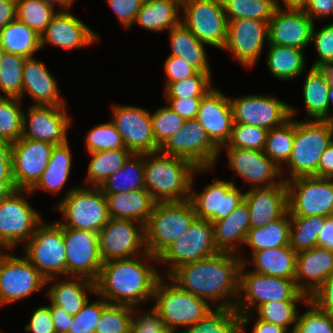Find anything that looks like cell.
Wrapping results in <instances>:
<instances>
[{
	"mask_svg": "<svg viewBox=\"0 0 333 333\" xmlns=\"http://www.w3.org/2000/svg\"><path fill=\"white\" fill-rule=\"evenodd\" d=\"M4 53H5V50L0 45V67L2 66V57H3Z\"/></svg>",
	"mask_w": 333,
	"mask_h": 333,
	"instance_id": "79",
	"label": "cell"
},
{
	"mask_svg": "<svg viewBox=\"0 0 333 333\" xmlns=\"http://www.w3.org/2000/svg\"><path fill=\"white\" fill-rule=\"evenodd\" d=\"M286 184L290 217L333 215V178L298 177Z\"/></svg>",
	"mask_w": 333,
	"mask_h": 333,
	"instance_id": "15",
	"label": "cell"
},
{
	"mask_svg": "<svg viewBox=\"0 0 333 333\" xmlns=\"http://www.w3.org/2000/svg\"><path fill=\"white\" fill-rule=\"evenodd\" d=\"M23 101L0 96V140L14 143L22 137Z\"/></svg>",
	"mask_w": 333,
	"mask_h": 333,
	"instance_id": "49",
	"label": "cell"
},
{
	"mask_svg": "<svg viewBox=\"0 0 333 333\" xmlns=\"http://www.w3.org/2000/svg\"><path fill=\"white\" fill-rule=\"evenodd\" d=\"M164 70L166 74V82L164 89L175 81H181L183 79L194 76L198 71L194 69L189 63L180 57L168 56L164 61Z\"/></svg>",
	"mask_w": 333,
	"mask_h": 333,
	"instance_id": "63",
	"label": "cell"
},
{
	"mask_svg": "<svg viewBox=\"0 0 333 333\" xmlns=\"http://www.w3.org/2000/svg\"><path fill=\"white\" fill-rule=\"evenodd\" d=\"M40 1L52 5L55 8L56 5H58L59 8H62V11L70 10L71 7H73V5L76 2V0H40Z\"/></svg>",
	"mask_w": 333,
	"mask_h": 333,
	"instance_id": "76",
	"label": "cell"
},
{
	"mask_svg": "<svg viewBox=\"0 0 333 333\" xmlns=\"http://www.w3.org/2000/svg\"><path fill=\"white\" fill-rule=\"evenodd\" d=\"M26 195L31 196V192L17 189L0 201V246L4 251L27 243L43 221Z\"/></svg>",
	"mask_w": 333,
	"mask_h": 333,
	"instance_id": "10",
	"label": "cell"
},
{
	"mask_svg": "<svg viewBox=\"0 0 333 333\" xmlns=\"http://www.w3.org/2000/svg\"><path fill=\"white\" fill-rule=\"evenodd\" d=\"M321 68L325 72L326 77L329 80V82L333 83V61L327 62Z\"/></svg>",
	"mask_w": 333,
	"mask_h": 333,
	"instance_id": "77",
	"label": "cell"
},
{
	"mask_svg": "<svg viewBox=\"0 0 333 333\" xmlns=\"http://www.w3.org/2000/svg\"><path fill=\"white\" fill-rule=\"evenodd\" d=\"M0 180H14L12 168V143L0 140Z\"/></svg>",
	"mask_w": 333,
	"mask_h": 333,
	"instance_id": "69",
	"label": "cell"
},
{
	"mask_svg": "<svg viewBox=\"0 0 333 333\" xmlns=\"http://www.w3.org/2000/svg\"><path fill=\"white\" fill-rule=\"evenodd\" d=\"M228 21L255 19L268 23L276 9L274 0H222Z\"/></svg>",
	"mask_w": 333,
	"mask_h": 333,
	"instance_id": "48",
	"label": "cell"
},
{
	"mask_svg": "<svg viewBox=\"0 0 333 333\" xmlns=\"http://www.w3.org/2000/svg\"><path fill=\"white\" fill-rule=\"evenodd\" d=\"M46 286H49L45 290L46 298L70 316H75L84 307L89 300L88 294H96L95 282L83 277L51 278L46 281Z\"/></svg>",
	"mask_w": 333,
	"mask_h": 333,
	"instance_id": "31",
	"label": "cell"
},
{
	"mask_svg": "<svg viewBox=\"0 0 333 333\" xmlns=\"http://www.w3.org/2000/svg\"><path fill=\"white\" fill-rule=\"evenodd\" d=\"M10 250L0 257V307L28 299L47 288L46 279L24 256Z\"/></svg>",
	"mask_w": 333,
	"mask_h": 333,
	"instance_id": "16",
	"label": "cell"
},
{
	"mask_svg": "<svg viewBox=\"0 0 333 333\" xmlns=\"http://www.w3.org/2000/svg\"><path fill=\"white\" fill-rule=\"evenodd\" d=\"M3 249H4V248L0 246V257H1V255L4 253Z\"/></svg>",
	"mask_w": 333,
	"mask_h": 333,
	"instance_id": "80",
	"label": "cell"
},
{
	"mask_svg": "<svg viewBox=\"0 0 333 333\" xmlns=\"http://www.w3.org/2000/svg\"><path fill=\"white\" fill-rule=\"evenodd\" d=\"M69 140L53 147L50 160L37 183L29 190L33 196L42 190L52 195H58L69 180L72 168V151Z\"/></svg>",
	"mask_w": 333,
	"mask_h": 333,
	"instance_id": "37",
	"label": "cell"
},
{
	"mask_svg": "<svg viewBox=\"0 0 333 333\" xmlns=\"http://www.w3.org/2000/svg\"><path fill=\"white\" fill-rule=\"evenodd\" d=\"M110 218L130 220V197L128 193L104 194Z\"/></svg>",
	"mask_w": 333,
	"mask_h": 333,
	"instance_id": "66",
	"label": "cell"
},
{
	"mask_svg": "<svg viewBox=\"0 0 333 333\" xmlns=\"http://www.w3.org/2000/svg\"><path fill=\"white\" fill-rule=\"evenodd\" d=\"M100 36L69 10L59 9L41 35V49L52 45L64 50L87 48L98 43ZM43 47V48H42Z\"/></svg>",
	"mask_w": 333,
	"mask_h": 333,
	"instance_id": "25",
	"label": "cell"
},
{
	"mask_svg": "<svg viewBox=\"0 0 333 333\" xmlns=\"http://www.w3.org/2000/svg\"><path fill=\"white\" fill-rule=\"evenodd\" d=\"M85 148L88 153L105 150L127 149L118 133L116 126L110 120L96 124L86 133Z\"/></svg>",
	"mask_w": 333,
	"mask_h": 333,
	"instance_id": "51",
	"label": "cell"
},
{
	"mask_svg": "<svg viewBox=\"0 0 333 333\" xmlns=\"http://www.w3.org/2000/svg\"><path fill=\"white\" fill-rule=\"evenodd\" d=\"M238 256L247 267L251 264L253 266L251 271L255 273L285 279L295 278L297 253L290 245L254 252L251 258L243 254Z\"/></svg>",
	"mask_w": 333,
	"mask_h": 333,
	"instance_id": "33",
	"label": "cell"
},
{
	"mask_svg": "<svg viewBox=\"0 0 333 333\" xmlns=\"http://www.w3.org/2000/svg\"><path fill=\"white\" fill-rule=\"evenodd\" d=\"M318 177L333 178V141L325 149L319 160Z\"/></svg>",
	"mask_w": 333,
	"mask_h": 333,
	"instance_id": "71",
	"label": "cell"
},
{
	"mask_svg": "<svg viewBox=\"0 0 333 333\" xmlns=\"http://www.w3.org/2000/svg\"><path fill=\"white\" fill-rule=\"evenodd\" d=\"M197 218L190 200L158 202L145 224L147 252L158 257L173 242L181 238Z\"/></svg>",
	"mask_w": 333,
	"mask_h": 333,
	"instance_id": "7",
	"label": "cell"
},
{
	"mask_svg": "<svg viewBox=\"0 0 333 333\" xmlns=\"http://www.w3.org/2000/svg\"><path fill=\"white\" fill-rule=\"evenodd\" d=\"M211 223L214 243L218 251L241 254L250 230V213L247 203L243 201L228 217Z\"/></svg>",
	"mask_w": 333,
	"mask_h": 333,
	"instance_id": "32",
	"label": "cell"
},
{
	"mask_svg": "<svg viewBox=\"0 0 333 333\" xmlns=\"http://www.w3.org/2000/svg\"><path fill=\"white\" fill-rule=\"evenodd\" d=\"M244 245L250 253L290 245V214L287 211L280 219L268 222L264 227L248 231Z\"/></svg>",
	"mask_w": 333,
	"mask_h": 333,
	"instance_id": "39",
	"label": "cell"
},
{
	"mask_svg": "<svg viewBox=\"0 0 333 333\" xmlns=\"http://www.w3.org/2000/svg\"><path fill=\"white\" fill-rule=\"evenodd\" d=\"M159 151L188 160L198 169H214L222 156L220 148L196 119L185 120L184 126L171 135Z\"/></svg>",
	"mask_w": 333,
	"mask_h": 333,
	"instance_id": "14",
	"label": "cell"
},
{
	"mask_svg": "<svg viewBox=\"0 0 333 333\" xmlns=\"http://www.w3.org/2000/svg\"><path fill=\"white\" fill-rule=\"evenodd\" d=\"M244 201L249 207L250 229L264 227L280 219L287 211V184L245 190Z\"/></svg>",
	"mask_w": 333,
	"mask_h": 333,
	"instance_id": "29",
	"label": "cell"
},
{
	"mask_svg": "<svg viewBox=\"0 0 333 333\" xmlns=\"http://www.w3.org/2000/svg\"><path fill=\"white\" fill-rule=\"evenodd\" d=\"M23 246V255L46 279L66 277L64 227L41 222Z\"/></svg>",
	"mask_w": 333,
	"mask_h": 333,
	"instance_id": "9",
	"label": "cell"
},
{
	"mask_svg": "<svg viewBox=\"0 0 333 333\" xmlns=\"http://www.w3.org/2000/svg\"><path fill=\"white\" fill-rule=\"evenodd\" d=\"M153 303L152 308L170 333H182L215 309L207 300L180 289L166 276L156 284Z\"/></svg>",
	"mask_w": 333,
	"mask_h": 333,
	"instance_id": "5",
	"label": "cell"
},
{
	"mask_svg": "<svg viewBox=\"0 0 333 333\" xmlns=\"http://www.w3.org/2000/svg\"><path fill=\"white\" fill-rule=\"evenodd\" d=\"M95 296L99 299H93L94 301L92 302L89 299L84 307L75 316H72V323L68 333H95L96 324L102 311L109 305L101 296L97 294Z\"/></svg>",
	"mask_w": 333,
	"mask_h": 333,
	"instance_id": "57",
	"label": "cell"
},
{
	"mask_svg": "<svg viewBox=\"0 0 333 333\" xmlns=\"http://www.w3.org/2000/svg\"><path fill=\"white\" fill-rule=\"evenodd\" d=\"M0 45L7 53L31 58L41 50V36L16 19L0 31Z\"/></svg>",
	"mask_w": 333,
	"mask_h": 333,
	"instance_id": "40",
	"label": "cell"
},
{
	"mask_svg": "<svg viewBox=\"0 0 333 333\" xmlns=\"http://www.w3.org/2000/svg\"><path fill=\"white\" fill-rule=\"evenodd\" d=\"M154 263L158 264V257L149 252L103 263L95 281L96 294L109 304L139 308L153 300L156 284L162 277Z\"/></svg>",
	"mask_w": 333,
	"mask_h": 333,
	"instance_id": "2",
	"label": "cell"
},
{
	"mask_svg": "<svg viewBox=\"0 0 333 333\" xmlns=\"http://www.w3.org/2000/svg\"><path fill=\"white\" fill-rule=\"evenodd\" d=\"M52 143L20 138L12 143V168L16 189L30 190L46 169Z\"/></svg>",
	"mask_w": 333,
	"mask_h": 333,
	"instance_id": "24",
	"label": "cell"
},
{
	"mask_svg": "<svg viewBox=\"0 0 333 333\" xmlns=\"http://www.w3.org/2000/svg\"><path fill=\"white\" fill-rule=\"evenodd\" d=\"M233 122L271 130L282 126L290 117V104L274 95H242L230 98Z\"/></svg>",
	"mask_w": 333,
	"mask_h": 333,
	"instance_id": "19",
	"label": "cell"
},
{
	"mask_svg": "<svg viewBox=\"0 0 333 333\" xmlns=\"http://www.w3.org/2000/svg\"><path fill=\"white\" fill-rule=\"evenodd\" d=\"M197 169L183 158L160 151L145 153V189L157 203L189 200L192 179Z\"/></svg>",
	"mask_w": 333,
	"mask_h": 333,
	"instance_id": "3",
	"label": "cell"
},
{
	"mask_svg": "<svg viewBox=\"0 0 333 333\" xmlns=\"http://www.w3.org/2000/svg\"><path fill=\"white\" fill-rule=\"evenodd\" d=\"M45 63L36 57L27 58L23 68L22 96L27 94L34 102L31 105L66 106L65 99L61 97V89L57 79Z\"/></svg>",
	"mask_w": 333,
	"mask_h": 333,
	"instance_id": "28",
	"label": "cell"
},
{
	"mask_svg": "<svg viewBox=\"0 0 333 333\" xmlns=\"http://www.w3.org/2000/svg\"><path fill=\"white\" fill-rule=\"evenodd\" d=\"M247 269L242 263L238 299L234 308L240 315L252 313L259 305L273 300H309L297 289L294 279L262 275Z\"/></svg>",
	"mask_w": 333,
	"mask_h": 333,
	"instance_id": "8",
	"label": "cell"
},
{
	"mask_svg": "<svg viewBox=\"0 0 333 333\" xmlns=\"http://www.w3.org/2000/svg\"><path fill=\"white\" fill-rule=\"evenodd\" d=\"M16 189L14 180H0V201L10 196Z\"/></svg>",
	"mask_w": 333,
	"mask_h": 333,
	"instance_id": "75",
	"label": "cell"
},
{
	"mask_svg": "<svg viewBox=\"0 0 333 333\" xmlns=\"http://www.w3.org/2000/svg\"><path fill=\"white\" fill-rule=\"evenodd\" d=\"M66 107L30 105L23 112L22 138L53 145L66 143L73 120Z\"/></svg>",
	"mask_w": 333,
	"mask_h": 333,
	"instance_id": "22",
	"label": "cell"
},
{
	"mask_svg": "<svg viewBox=\"0 0 333 333\" xmlns=\"http://www.w3.org/2000/svg\"><path fill=\"white\" fill-rule=\"evenodd\" d=\"M110 8L116 15L121 27H133L136 15L140 11L144 0H107ZM123 25V26H122Z\"/></svg>",
	"mask_w": 333,
	"mask_h": 333,
	"instance_id": "61",
	"label": "cell"
},
{
	"mask_svg": "<svg viewBox=\"0 0 333 333\" xmlns=\"http://www.w3.org/2000/svg\"><path fill=\"white\" fill-rule=\"evenodd\" d=\"M111 112L109 120L116 126L128 150L133 154L159 151L153 134L151 111L141 106L112 103Z\"/></svg>",
	"mask_w": 333,
	"mask_h": 333,
	"instance_id": "18",
	"label": "cell"
},
{
	"mask_svg": "<svg viewBox=\"0 0 333 333\" xmlns=\"http://www.w3.org/2000/svg\"><path fill=\"white\" fill-rule=\"evenodd\" d=\"M320 311L333 315V273L309 296Z\"/></svg>",
	"mask_w": 333,
	"mask_h": 333,
	"instance_id": "64",
	"label": "cell"
},
{
	"mask_svg": "<svg viewBox=\"0 0 333 333\" xmlns=\"http://www.w3.org/2000/svg\"><path fill=\"white\" fill-rule=\"evenodd\" d=\"M98 241L103 263L147 253L145 225L137 221L110 218L98 232Z\"/></svg>",
	"mask_w": 333,
	"mask_h": 333,
	"instance_id": "17",
	"label": "cell"
},
{
	"mask_svg": "<svg viewBox=\"0 0 333 333\" xmlns=\"http://www.w3.org/2000/svg\"><path fill=\"white\" fill-rule=\"evenodd\" d=\"M333 273V251L316 246L297 253L295 284L308 297Z\"/></svg>",
	"mask_w": 333,
	"mask_h": 333,
	"instance_id": "30",
	"label": "cell"
},
{
	"mask_svg": "<svg viewBox=\"0 0 333 333\" xmlns=\"http://www.w3.org/2000/svg\"><path fill=\"white\" fill-rule=\"evenodd\" d=\"M52 209L63 215L57 222L64 228L98 233L110 220L106 196L99 187L73 186Z\"/></svg>",
	"mask_w": 333,
	"mask_h": 333,
	"instance_id": "6",
	"label": "cell"
},
{
	"mask_svg": "<svg viewBox=\"0 0 333 333\" xmlns=\"http://www.w3.org/2000/svg\"><path fill=\"white\" fill-rule=\"evenodd\" d=\"M333 141V121L295 120V138L287 163L281 168L283 180L318 177V163ZM287 172L289 175H285Z\"/></svg>",
	"mask_w": 333,
	"mask_h": 333,
	"instance_id": "4",
	"label": "cell"
},
{
	"mask_svg": "<svg viewBox=\"0 0 333 333\" xmlns=\"http://www.w3.org/2000/svg\"><path fill=\"white\" fill-rule=\"evenodd\" d=\"M181 22L200 42L223 50L228 19L222 0H182Z\"/></svg>",
	"mask_w": 333,
	"mask_h": 333,
	"instance_id": "12",
	"label": "cell"
},
{
	"mask_svg": "<svg viewBox=\"0 0 333 333\" xmlns=\"http://www.w3.org/2000/svg\"><path fill=\"white\" fill-rule=\"evenodd\" d=\"M214 243L213 224L196 218L188 231L158 256V266H164L168 277L176 268L218 254ZM166 269V270H165Z\"/></svg>",
	"mask_w": 333,
	"mask_h": 333,
	"instance_id": "11",
	"label": "cell"
},
{
	"mask_svg": "<svg viewBox=\"0 0 333 333\" xmlns=\"http://www.w3.org/2000/svg\"><path fill=\"white\" fill-rule=\"evenodd\" d=\"M85 179L86 187H100L105 180L116 173L133 155L128 149L90 152Z\"/></svg>",
	"mask_w": 333,
	"mask_h": 333,
	"instance_id": "42",
	"label": "cell"
},
{
	"mask_svg": "<svg viewBox=\"0 0 333 333\" xmlns=\"http://www.w3.org/2000/svg\"><path fill=\"white\" fill-rule=\"evenodd\" d=\"M330 85L321 67H309L302 87L307 114L305 120H330Z\"/></svg>",
	"mask_w": 333,
	"mask_h": 333,
	"instance_id": "36",
	"label": "cell"
},
{
	"mask_svg": "<svg viewBox=\"0 0 333 333\" xmlns=\"http://www.w3.org/2000/svg\"><path fill=\"white\" fill-rule=\"evenodd\" d=\"M212 73L197 72L194 76L170 83L163 92L164 98L203 97L212 85Z\"/></svg>",
	"mask_w": 333,
	"mask_h": 333,
	"instance_id": "52",
	"label": "cell"
},
{
	"mask_svg": "<svg viewBox=\"0 0 333 333\" xmlns=\"http://www.w3.org/2000/svg\"><path fill=\"white\" fill-rule=\"evenodd\" d=\"M16 19L33 29L40 36L59 11L40 0H16Z\"/></svg>",
	"mask_w": 333,
	"mask_h": 333,
	"instance_id": "47",
	"label": "cell"
},
{
	"mask_svg": "<svg viewBox=\"0 0 333 333\" xmlns=\"http://www.w3.org/2000/svg\"><path fill=\"white\" fill-rule=\"evenodd\" d=\"M308 0H274L275 7L277 9H284V10H304ZM284 4V7L283 5ZM283 7V8H282Z\"/></svg>",
	"mask_w": 333,
	"mask_h": 333,
	"instance_id": "74",
	"label": "cell"
},
{
	"mask_svg": "<svg viewBox=\"0 0 333 333\" xmlns=\"http://www.w3.org/2000/svg\"><path fill=\"white\" fill-rule=\"evenodd\" d=\"M128 195L130 197V220L145 225L157 202L145 188L130 191Z\"/></svg>",
	"mask_w": 333,
	"mask_h": 333,
	"instance_id": "60",
	"label": "cell"
},
{
	"mask_svg": "<svg viewBox=\"0 0 333 333\" xmlns=\"http://www.w3.org/2000/svg\"><path fill=\"white\" fill-rule=\"evenodd\" d=\"M268 45V23L255 19L228 21L227 39L222 51L245 68L257 64L264 46Z\"/></svg>",
	"mask_w": 333,
	"mask_h": 333,
	"instance_id": "21",
	"label": "cell"
},
{
	"mask_svg": "<svg viewBox=\"0 0 333 333\" xmlns=\"http://www.w3.org/2000/svg\"><path fill=\"white\" fill-rule=\"evenodd\" d=\"M16 0H0V31L16 20Z\"/></svg>",
	"mask_w": 333,
	"mask_h": 333,
	"instance_id": "72",
	"label": "cell"
},
{
	"mask_svg": "<svg viewBox=\"0 0 333 333\" xmlns=\"http://www.w3.org/2000/svg\"><path fill=\"white\" fill-rule=\"evenodd\" d=\"M153 134L156 144L161 147L174 133L178 132L185 119L171 110L167 105L151 111Z\"/></svg>",
	"mask_w": 333,
	"mask_h": 333,
	"instance_id": "55",
	"label": "cell"
},
{
	"mask_svg": "<svg viewBox=\"0 0 333 333\" xmlns=\"http://www.w3.org/2000/svg\"><path fill=\"white\" fill-rule=\"evenodd\" d=\"M314 25L303 10L276 8L268 21V44L305 50L311 43Z\"/></svg>",
	"mask_w": 333,
	"mask_h": 333,
	"instance_id": "26",
	"label": "cell"
},
{
	"mask_svg": "<svg viewBox=\"0 0 333 333\" xmlns=\"http://www.w3.org/2000/svg\"><path fill=\"white\" fill-rule=\"evenodd\" d=\"M268 131L262 127L233 123L230 139L222 148L263 151Z\"/></svg>",
	"mask_w": 333,
	"mask_h": 333,
	"instance_id": "54",
	"label": "cell"
},
{
	"mask_svg": "<svg viewBox=\"0 0 333 333\" xmlns=\"http://www.w3.org/2000/svg\"><path fill=\"white\" fill-rule=\"evenodd\" d=\"M212 168L197 169L194 173L190 202L197 218L216 222L228 217L243 201L245 192L239 188L234 180L215 178L213 182L205 184L200 193L194 190L195 174L209 173Z\"/></svg>",
	"mask_w": 333,
	"mask_h": 333,
	"instance_id": "13",
	"label": "cell"
},
{
	"mask_svg": "<svg viewBox=\"0 0 333 333\" xmlns=\"http://www.w3.org/2000/svg\"><path fill=\"white\" fill-rule=\"evenodd\" d=\"M182 0H144L133 25L153 33L168 32L181 22Z\"/></svg>",
	"mask_w": 333,
	"mask_h": 333,
	"instance_id": "34",
	"label": "cell"
},
{
	"mask_svg": "<svg viewBox=\"0 0 333 333\" xmlns=\"http://www.w3.org/2000/svg\"><path fill=\"white\" fill-rule=\"evenodd\" d=\"M314 25L311 42L317 53V58L311 67H322L329 61H333V21L325 24L320 29ZM318 30V31H317Z\"/></svg>",
	"mask_w": 333,
	"mask_h": 333,
	"instance_id": "58",
	"label": "cell"
},
{
	"mask_svg": "<svg viewBox=\"0 0 333 333\" xmlns=\"http://www.w3.org/2000/svg\"><path fill=\"white\" fill-rule=\"evenodd\" d=\"M51 317L56 333H68L69 327L72 323V316H70L65 309L54 306L51 303Z\"/></svg>",
	"mask_w": 333,
	"mask_h": 333,
	"instance_id": "70",
	"label": "cell"
},
{
	"mask_svg": "<svg viewBox=\"0 0 333 333\" xmlns=\"http://www.w3.org/2000/svg\"><path fill=\"white\" fill-rule=\"evenodd\" d=\"M254 319V320H252ZM251 324L253 323L252 326V331L251 333H286L287 330L283 328L280 325L273 324V323H268L263 320L255 318V315L252 313H246V314H241L240 315V324H241V333H246L247 326L249 325V322Z\"/></svg>",
	"mask_w": 333,
	"mask_h": 333,
	"instance_id": "67",
	"label": "cell"
},
{
	"mask_svg": "<svg viewBox=\"0 0 333 333\" xmlns=\"http://www.w3.org/2000/svg\"><path fill=\"white\" fill-rule=\"evenodd\" d=\"M135 307L109 304L96 324L95 333H130Z\"/></svg>",
	"mask_w": 333,
	"mask_h": 333,
	"instance_id": "53",
	"label": "cell"
},
{
	"mask_svg": "<svg viewBox=\"0 0 333 333\" xmlns=\"http://www.w3.org/2000/svg\"><path fill=\"white\" fill-rule=\"evenodd\" d=\"M329 105H330V120L333 121V114H332L333 113V83H331L330 90H329Z\"/></svg>",
	"mask_w": 333,
	"mask_h": 333,
	"instance_id": "78",
	"label": "cell"
},
{
	"mask_svg": "<svg viewBox=\"0 0 333 333\" xmlns=\"http://www.w3.org/2000/svg\"><path fill=\"white\" fill-rule=\"evenodd\" d=\"M182 333H241L240 314L234 308H215Z\"/></svg>",
	"mask_w": 333,
	"mask_h": 333,
	"instance_id": "46",
	"label": "cell"
},
{
	"mask_svg": "<svg viewBox=\"0 0 333 333\" xmlns=\"http://www.w3.org/2000/svg\"><path fill=\"white\" fill-rule=\"evenodd\" d=\"M64 243L66 277H83L95 282L103 264L98 233L64 228Z\"/></svg>",
	"mask_w": 333,
	"mask_h": 333,
	"instance_id": "20",
	"label": "cell"
},
{
	"mask_svg": "<svg viewBox=\"0 0 333 333\" xmlns=\"http://www.w3.org/2000/svg\"><path fill=\"white\" fill-rule=\"evenodd\" d=\"M307 301L308 300H273L259 305L252 314L255 315L257 319L280 325L287 331H291L295 328L300 312L298 304L302 302L301 304L305 305Z\"/></svg>",
	"mask_w": 333,
	"mask_h": 333,
	"instance_id": "45",
	"label": "cell"
},
{
	"mask_svg": "<svg viewBox=\"0 0 333 333\" xmlns=\"http://www.w3.org/2000/svg\"><path fill=\"white\" fill-rule=\"evenodd\" d=\"M315 22L333 16V0H308L303 10Z\"/></svg>",
	"mask_w": 333,
	"mask_h": 333,
	"instance_id": "68",
	"label": "cell"
},
{
	"mask_svg": "<svg viewBox=\"0 0 333 333\" xmlns=\"http://www.w3.org/2000/svg\"><path fill=\"white\" fill-rule=\"evenodd\" d=\"M267 49V68L275 79L290 81L303 75L306 68L305 50L274 44H268Z\"/></svg>",
	"mask_w": 333,
	"mask_h": 333,
	"instance_id": "38",
	"label": "cell"
},
{
	"mask_svg": "<svg viewBox=\"0 0 333 333\" xmlns=\"http://www.w3.org/2000/svg\"><path fill=\"white\" fill-rule=\"evenodd\" d=\"M99 188L103 194L129 193L133 190L145 188L144 154H133Z\"/></svg>",
	"mask_w": 333,
	"mask_h": 333,
	"instance_id": "41",
	"label": "cell"
},
{
	"mask_svg": "<svg viewBox=\"0 0 333 333\" xmlns=\"http://www.w3.org/2000/svg\"><path fill=\"white\" fill-rule=\"evenodd\" d=\"M196 120L221 149L229 141L234 123L229 96L214 86L202 97Z\"/></svg>",
	"mask_w": 333,
	"mask_h": 333,
	"instance_id": "27",
	"label": "cell"
},
{
	"mask_svg": "<svg viewBox=\"0 0 333 333\" xmlns=\"http://www.w3.org/2000/svg\"><path fill=\"white\" fill-rule=\"evenodd\" d=\"M170 55L180 57L198 72L213 73L208 60V45L200 42L194 34L180 22L168 31Z\"/></svg>",
	"mask_w": 333,
	"mask_h": 333,
	"instance_id": "35",
	"label": "cell"
},
{
	"mask_svg": "<svg viewBox=\"0 0 333 333\" xmlns=\"http://www.w3.org/2000/svg\"><path fill=\"white\" fill-rule=\"evenodd\" d=\"M130 333H170L164 325L162 318L151 307L143 309L135 308L132 315Z\"/></svg>",
	"mask_w": 333,
	"mask_h": 333,
	"instance_id": "59",
	"label": "cell"
},
{
	"mask_svg": "<svg viewBox=\"0 0 333 333\" xmlns=\"http://www.w3.org/2000/svg\"><path fill=\"white\" fill-rule=\"evenodd\" d=\"M241 265L238 254L219 252L176 268L168 278L180 289L207 300L214 308H235Z\"/></svg>",
	"mask_w": 333,
	"mask_h": 333,
	"instance_id": "1",
	"label": "cell"
},
{
	"mask_svg": "<svg viewBox=\"0 0 333 333\" xmlns=\"http://www.w3.org/2000/svg\"><path fill=\"white\" fill-rule=\"evenodd\" d=\"M327 216L290 217V247L296 252L318 246V234Z\"/></svg>",
	"mask_w": 333,
	"mask_h": 333,
	"instance_id": "44",
	"label": "cell"
},
{
	"mask_svg": "<svg viewBox=\"0 0 333 333\" xmlns=\"http://www.w3.org/2000/svg\"><path fill=\"white\" fill-rule=\"evenodd\" d=\"M297 113V109L290 104L291 118L282 126L272 128L267 134L263 151L280 168L289 160L293 148Z\"/></svg>",
	"mask_w": 333,
	"mask_h": 333,
	"instance_id": "43",
	"label": "cell"
},
{
	"mask_svg": "<svg viewBox=\"0 0 333 333\" xmlns=\"http://www.w3.org/2000/svg\"><path fill=\"white\" fill-rule=\"evenodd\" d=\"M226 151L228 166L251 188L271 187L284 180L281 168L264 151L240 148H221Z\"/></svg>",
	"mask_w": 333,
	"mask_h": 333,
	"instance_id": "23",
	"label": "cell"
},
{
	"mask_svg": "<svg viewBox=\"0 0 333 333\" xmlns=\"http://www.w3.org/2000/svg\"><path fill=\"white\" fill-rule=\"evenodd\" d=\"M202 97L165 98L167 106L185 120L196 119Z\"/></svg>",
	"mask_w": 333,
	"mask_h": 333,
	"instance_id": "65",
	"label": "cell"
},
{
	"mask_svg": "<svg viewBox=\"0 0 333 333\" xmlns=\"http://www.w3.org/2000/svg\"><path fill=\"white\" fill-rule=\"evenodd\" d=\"M318 246L333 251V215L326 217L324 227L318 234Z\"/></svg>",
	"mask_w": 333,
	"mask_h": 333,
	"instance_id": "73",
	"label": "cell"
},
{
	"mask_svg": "<svg viewBox=\"0 0 333 333\" xmlns=\"http://www.w3.org/2000/svg\"><path fill=\"white\" fill-rule=\"evenodd\" d=\"M26 57L5 52L0 67V96H22L23 68Z\"/></svg>",
	"mask_w": 333,
	"mask_h": 333,
	"instance_id": "50",
	"label": "cell"
},
{
	"mask_svg": "<svg viewBox=\"0 0 333 333\" xmlns=\"http://www.w3.org/2000/svg\"><path fill=\"white\" fill-rule=\"evenodd\" d=\"M307 310L298 315L294 333H333V315L320 311L309 300Z\"/></svg>",
	"mask_w": 333,
	"mask_h": 333,
	"instance_id": "56",
	"label": "cell"
},
{
	"mask_svg": "<svg viewBox=\"0 0 333 333\" xmlns=\"http://www.w3.org/2000/svg\"><path fill=\"white\" fill-rule=\"evenodd\" d=\"M24 330L31 333H56L51 317V302L48 305L35 307Z\"/></svg>",
	"mask_w": 333,
	"mask_h": 333,
	"instance_id": "62",
	"label": "cell"
}]
</instances>
